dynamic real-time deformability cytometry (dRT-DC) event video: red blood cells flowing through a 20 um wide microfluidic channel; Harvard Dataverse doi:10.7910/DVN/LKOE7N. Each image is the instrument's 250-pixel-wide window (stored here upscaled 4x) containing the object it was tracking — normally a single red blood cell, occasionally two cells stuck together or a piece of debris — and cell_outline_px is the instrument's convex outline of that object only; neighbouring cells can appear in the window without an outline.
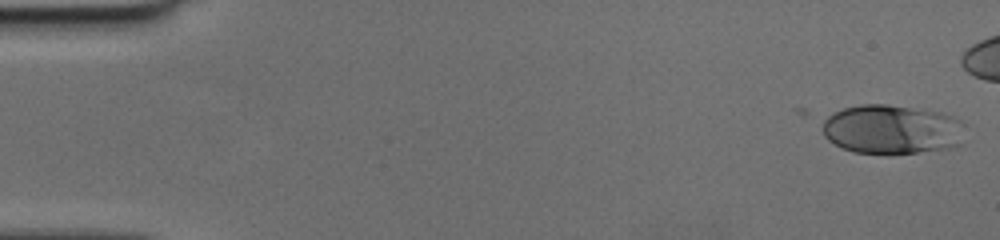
{"species": "human", "species_latin": "Homo sapiens", "temperature_condition": "cold", "stored_images_in_passage": 44, "camera_frame_rate_fps": 3000, "um_per_image_px": 0.085, "donor": {"sex": "female"}, "frame": {"image": 1, "passage_image": 1, "time_ms": 0.0, "image_size_px": [1000, 240], "cell_outline_px": [[960, 144], [948, 148], [916, 152], [856, 152], [844, 148], [828, 140], [824, 136], [824, 120], [828, 116], [844, 108], [860, 104], [888, 104], [936, 112], [952, 116], [960, 120]], "centroid_in_image_um": [75.76, 10.98], "position_along_channel_um": 9.2, "area_um2": 39.77}}
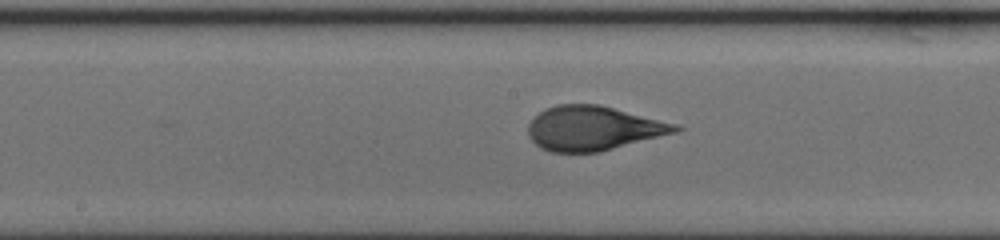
{"frame": {"image": 2, "passage_image": 26, "time_ms": 8.333, "image_size_px": [1000, 240], "cell_outline_px": [[684, 128], [676, 132], [600, 152], [552, 152], [540, 148], [528, 136], [528, 124], [540, 112], [556, 104], [600, 104], [680, 124]], "centroid_in_image_um": [50.46, 10.9], "position_along_channel_um": 197.7, "area_um2": 38.21}}
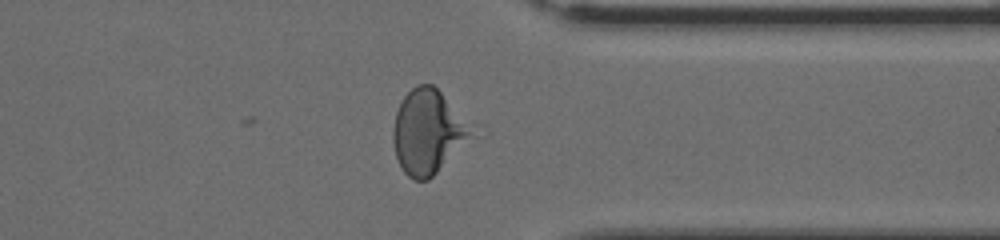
{"frame": {"image": 3, "passage_image": 39, "time_ms": 12.667, "image_size_px": [1000, 240], "cell_outline_px": [[488, 132], [484, 136], [428, 180], [412, 180], [404, 172], [396, 156], [392, 140], [392, 132], [396, 112], [404, 96], [416, 84], [432, 84], [480, 124]], "centroid_in_image_um": [36.67, 11.22], "position_along_channel_um": 374.7, "area_um2": 42.02}}